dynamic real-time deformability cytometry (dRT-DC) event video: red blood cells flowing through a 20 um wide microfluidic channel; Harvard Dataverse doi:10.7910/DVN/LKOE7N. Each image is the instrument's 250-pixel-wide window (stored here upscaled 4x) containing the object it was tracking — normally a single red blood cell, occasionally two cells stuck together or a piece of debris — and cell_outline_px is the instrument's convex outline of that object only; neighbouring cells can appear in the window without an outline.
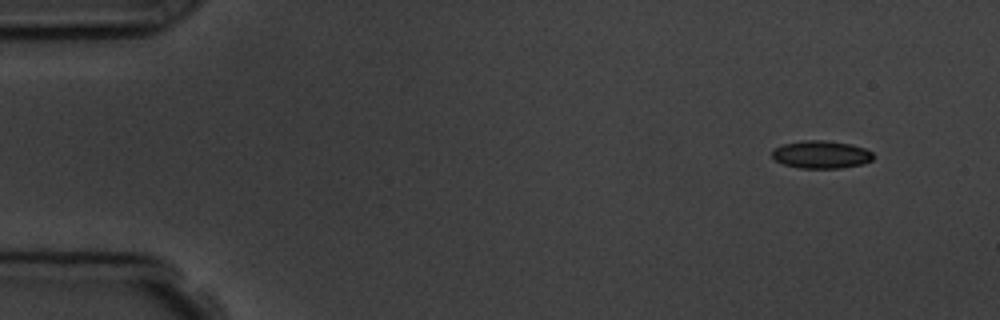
{"species": "common noctule bat (a hibernating species)", "species_latin": "Nyctalus noctula", "temperature_condition": "room temperature", "stored_images_in_passage": 8, "camera_frame_rate_fps": 3000, "um_per_image_px": 0.085, "animal": {"sex": "male", "body_mass_g": 19.5, "forearm_length_mm": 54.6}, "frame": {"image": 1, "passage_image": 1, "time_ms": 0.0, "image_size_px": [1000, 320], "cell_outline_px": [[872, 160], [860, 164], [840, 168], [800, 168], [784, 164], [776, 160], [772, 156], [772, 148], [784, 144], [804, 140], [828, 140], [852, 144], [864, 148], [872, 152]], "centroid_in_image_um": [69.78, 13.12], "position_along_channel_um": 15.2, "area_um2": 16.3}}